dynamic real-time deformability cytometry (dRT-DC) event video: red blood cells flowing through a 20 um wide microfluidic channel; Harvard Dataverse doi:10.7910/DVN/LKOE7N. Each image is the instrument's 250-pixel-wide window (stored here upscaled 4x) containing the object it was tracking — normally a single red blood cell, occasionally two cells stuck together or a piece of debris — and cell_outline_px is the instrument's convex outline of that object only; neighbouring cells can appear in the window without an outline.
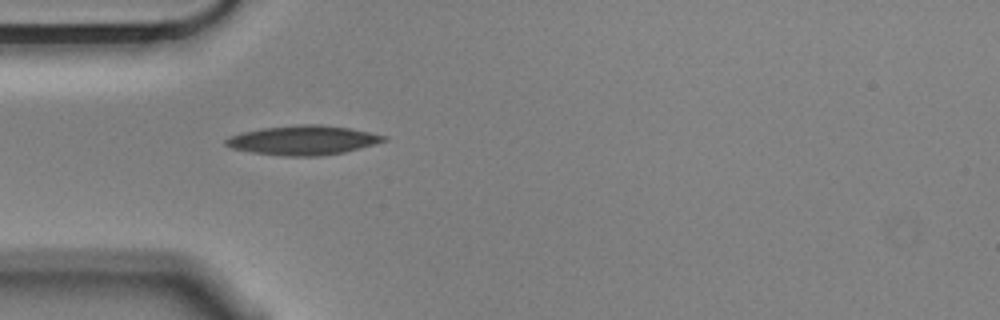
{"species": "Egyptian fruit bat (a non-hibernating species)", "species_latin": "Rousettus aegyptiacus", "temperature_condition": "cold", "stored_images_in_passage": 41, "camera_frame_rate_fps": 3000, "um_per_image_px": 0.085, "animal": {"sex": "male"}, "frame": {"image": 1, "passage_image": 1, "time_ms": 0.0, "image_size_px": [1000, 320], "cell_outline_px": [[388, 140], [344, 152], [320, 156], [284, 156], [252, 152], [232, 148], [224, 144], [224, 140], [228, 136], [240, 132], [260, 128], [300, 124], [320, 124], [348, 128], [388, 136]], "centroid_in_image_um": [25.71, 11.91], "position_along_channel_um": 59.3, "area_um2": 27.05}}
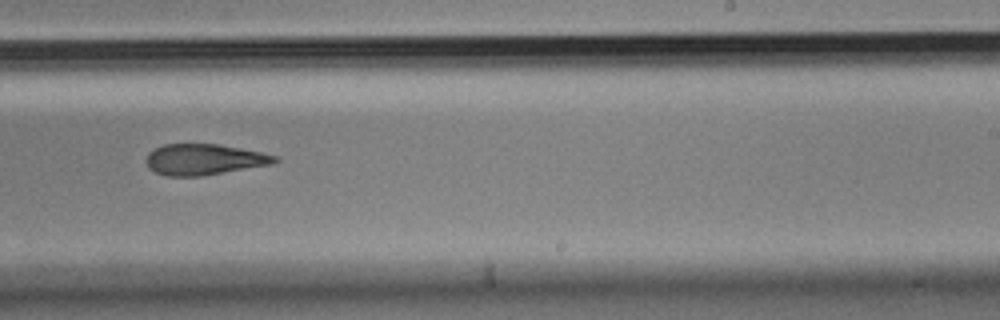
{"frame": {"image": 2, "passage_image": 19, "time_ms": 6.0, "image_size_px": [1000, 320], "cell_outline_px": [[280, 160], [272, 164], [200, 176], [164, 176], [148, 168], [144, 160], [148, 152], [164, 144], [220, 144], [280, 156]], "centroid_in_image_um": [17.33, 13.55], "position_along_channel_um": 271.7, "area_um2": 23.29}}
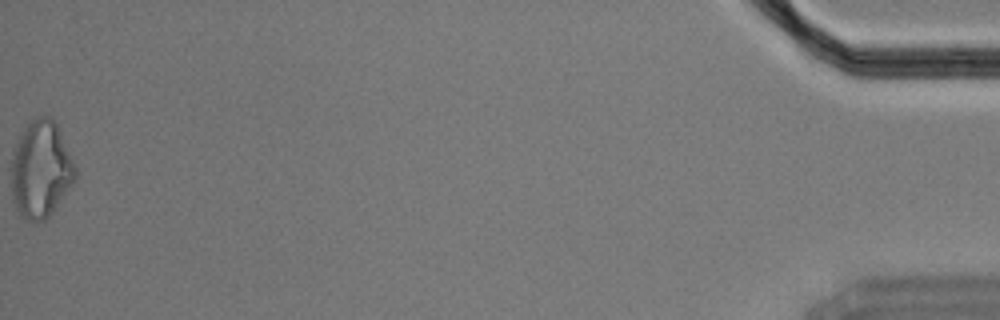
{"frame": {"image": 3, "passage_image": 41, "time_ms": 13.333, "image_size_px": [1000, 320], "cell_outline_px": [[76, 180], [52, 212], [44, 220], [32, 224], [20, 216], [12, 200], [12, 148], [24, 128], [36, 116], [52, 116], [60, 132], [76, 168]], "centroid_in_image_um": [3.45, 14.43], "position_along_channel_um": 431.7, "area_um2": 36.36}, "authors_computed_cell_mechanics": {"area_um2": 24.9118, "velocity_mm_per_s": 3.5658, "shape_relaxation_time_tau1_ms": 6.5624, "shape_relaxation_time_tau2_ms": 6.6457, "deformation_change_tau1": 0.1571, "deformation_change_tau2": 0.1697}}